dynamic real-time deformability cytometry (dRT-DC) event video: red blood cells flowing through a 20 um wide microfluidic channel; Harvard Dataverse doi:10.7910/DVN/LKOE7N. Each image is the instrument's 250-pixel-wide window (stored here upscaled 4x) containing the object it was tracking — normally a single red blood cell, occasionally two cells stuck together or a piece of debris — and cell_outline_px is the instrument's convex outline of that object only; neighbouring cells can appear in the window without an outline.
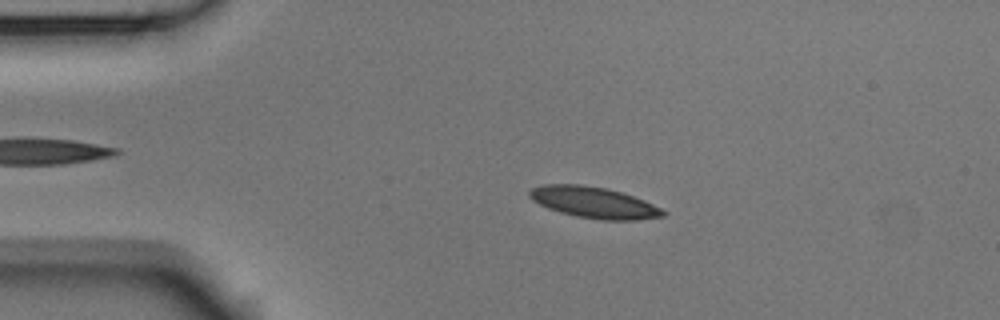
{"species": "Egyptian fruit bat (a non-hibernating species)", "species_latin": "Rousettus aegyptiacus", "temperature_condition": "room temperature", "stored_images_in_passage": 5, "camera_frame_rate_fps": 3000, "um_per_image_px": 0.085, "animal": {"sex": "male"}, "frame": {"image": 1, "passage_image": 4, "time_ms": 1.0, "image_size_px": [1000, 320], "cell_outline_px": [[668, 212], [664, 216], [636, 220], [600, 220], [576, 216], [560, 212], [548, 208], [532, 200], [528, 196], [528, 192], [532, 188], [544, 184], [576, 184], [608, 188], [644, 200]], "centroid_in_image_um": [50.47, 17.21], "position_along_channel_um": 34.5, "area_um2": 24.22}}